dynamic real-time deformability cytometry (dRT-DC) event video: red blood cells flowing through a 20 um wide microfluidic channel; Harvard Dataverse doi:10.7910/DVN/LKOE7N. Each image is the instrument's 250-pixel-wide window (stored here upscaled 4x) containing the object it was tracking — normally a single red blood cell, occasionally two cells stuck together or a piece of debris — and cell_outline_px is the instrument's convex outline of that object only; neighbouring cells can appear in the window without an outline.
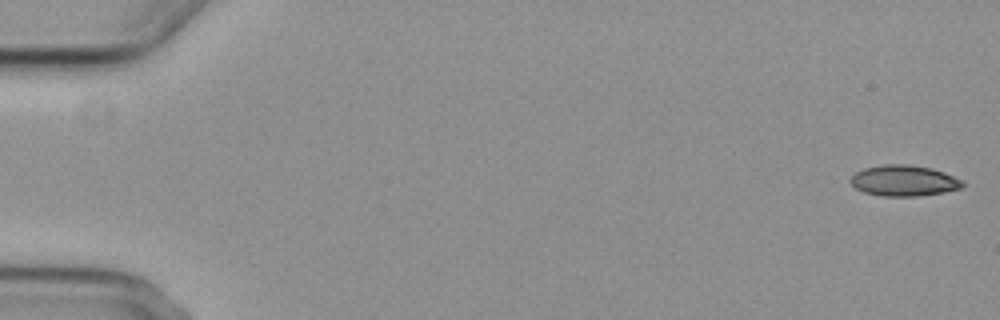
{"species": "common noctule bat (a hibernating species)", "species_latin": "Nyctalus noctula", "temperature_condition": "cold", "stored_images_in_passage": 5, "camera_frame_rate_fps": 3000, "um_per_image_px": 0.085, "animal": {"sex": "female", "body_mass_g": 29.2, "forearm_length_mm": 56.3}, "frame": {"image": 1, "passage_image": 1, "time_ms": 0.0, "image_size_px": [1000, 320], "cell_outline_px": [[964, 184], [960, 188], [944, 192], [916, 196], [880, 196], [864, 192], [856, 188], [848, 180], [856, 172], [864, 168], [884, 164], [908, 164], [932, 168], [944, 172], [964, 180]], "centroid_in_image_um": [76.83, 15.35], "position_along_channel_um": 8.2, "area_um2": 20.23}}